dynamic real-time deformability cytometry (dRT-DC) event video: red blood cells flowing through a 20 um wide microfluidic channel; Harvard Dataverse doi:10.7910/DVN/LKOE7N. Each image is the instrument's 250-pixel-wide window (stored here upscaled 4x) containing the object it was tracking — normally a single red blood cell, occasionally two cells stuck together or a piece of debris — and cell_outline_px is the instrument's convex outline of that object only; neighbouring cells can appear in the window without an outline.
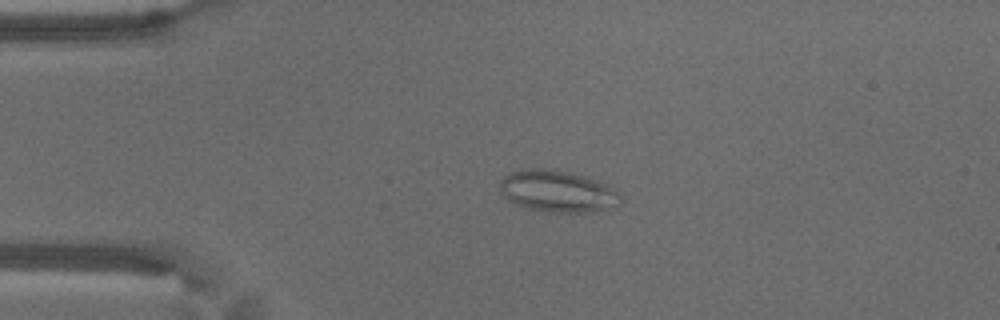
{"species": "common noctule bat (a hibernating species)", "species_latin": "Nyctalus noctula", "temperature_condition": "warm", "stored_images_in_passage": 57, "camera_frame_rate_fps": 3000, "um_per_image_px": 0.085, "animal": {"sex": "male", "body_mass_g": 18.8}, "frame": {"image": 1, "passage_image": 13, "time_ms": 4.0, "image_size_px": [1000, 320], "cell_outline_px": [[624, 200], [620, 204], [584, 212], [552, 212], [528, 208], [516, 204], [508, 200], [500, 192], [500, 180], [504, 176], [512, 172], [524, 168], [556, 168], [572, 172], [608, 184], [616, 188], [624, 196]], "centroid_in_image_um": [47.41, 16.22], "position_along_channel_um": 37.6, "area_um2": 29.65}}
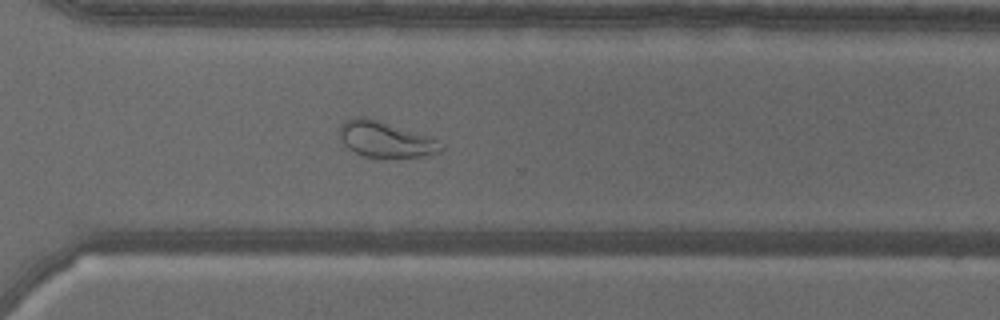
{"frame": {"image": 2, "passage_image": 41, "time_ms": 13.333, "image_size_px": [1000, 320], "cell_outline_px": [[444, 148], [440, 152], [424, 156], [364, 156], [348, 148], [340, 140], [340, 124], [356, 116], [364, 116], [432, 136], [440, 140], [444, 144]], "centroid_in_image_um": [32.82, 11.82], "position_along_channel_um": 337.8, "area_um2": 21.1}}
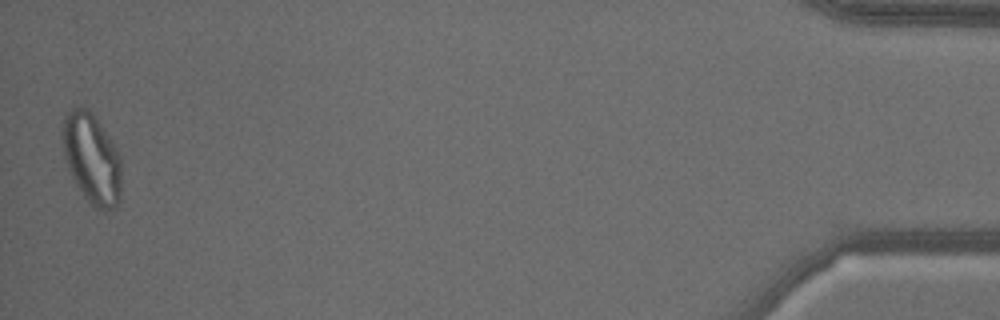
{"frame": {"image": 3, "passage_image": 56, "time_ms": 18.333, "image_size_px": [1000, 320], "cell_outline_px": [[120, 200], [116, 208], [104, 212], [96, 208], [84, 196], [76, 184], [72, 176], [64, 156], [60, 136], [60, 132], [64, 120], [68, 112], [72, 108], [80, 104], [88, 108], [92, 112], [112, 140], [120, 156]], "centroid_in_image_um": [7.79, 13.45], "position_along_channel_um": 427.4, "area_um2": 31.39}, "authors_computed_cell_mechanics": {"area_um2": 26.8192, "velocity_mm_per_s": 3.5763, "shape_relaxation_time_tau1_ms": null, "shape_relaxation_time_tau2_ms": 1.08, "deformation_change_tau1": null, "deformation_change_tau2": 0.0823}}